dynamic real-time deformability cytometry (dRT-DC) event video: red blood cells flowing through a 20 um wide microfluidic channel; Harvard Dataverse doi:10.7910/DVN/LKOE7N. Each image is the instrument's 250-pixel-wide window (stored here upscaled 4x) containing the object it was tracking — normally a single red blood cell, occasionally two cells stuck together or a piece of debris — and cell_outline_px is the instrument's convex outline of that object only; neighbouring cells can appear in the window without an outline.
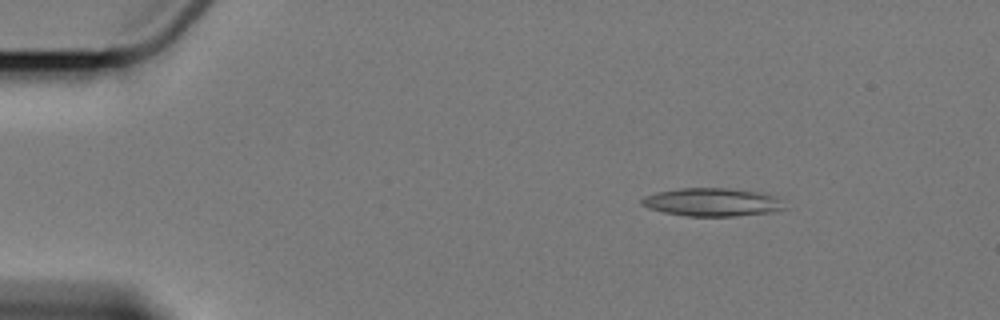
{"species": "Egyptian fruit bat (a non-hibernating species)", "species_latin": "Rousettus aegyptiacus", "temperature_condition": "cold", "stored_images_in_passage": 3, "camera_frame_rate_fps": 3000, "um_per_image_px": 0.085, "animal": {"sex": "female"}, "frame": {"image": 1, "passage_image": 2, "time_ms": 2.667, "image_size_px": [1000, 320], "cell_outline_px": [[788, 208], [772, 212], [732, 216], [688, 216], [664, 212], [648, 208], [640, 204], [640, 200], [644, 196], [656, 192], [680, 188], [728, 188], [756, 192], [772, 196]], "centroid_in_image_um": [60.46, 17.18], "position_along_channel_um": 24.5, "area_um2": 23.18}}
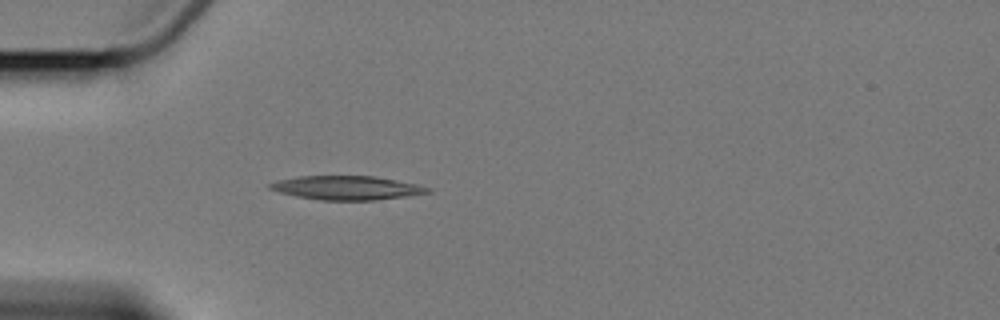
{"frame": {"image": 2, "passage_image": 3, "time_ms": 5.667, "image_size_px": [1000, 320], "cell_outline_px": [[432, 192], [404, 196], [372, 200], [320, 200], [296, 196], [280, 192], [268, 188], [268, 184], [276, 180], [296, 176], [376, 176], [416, 184], [432, 188]], "centroid_in_image_um": [29.44, 15.95], "position_along_channel_um": 55.6, "area_um2": 21.91}}